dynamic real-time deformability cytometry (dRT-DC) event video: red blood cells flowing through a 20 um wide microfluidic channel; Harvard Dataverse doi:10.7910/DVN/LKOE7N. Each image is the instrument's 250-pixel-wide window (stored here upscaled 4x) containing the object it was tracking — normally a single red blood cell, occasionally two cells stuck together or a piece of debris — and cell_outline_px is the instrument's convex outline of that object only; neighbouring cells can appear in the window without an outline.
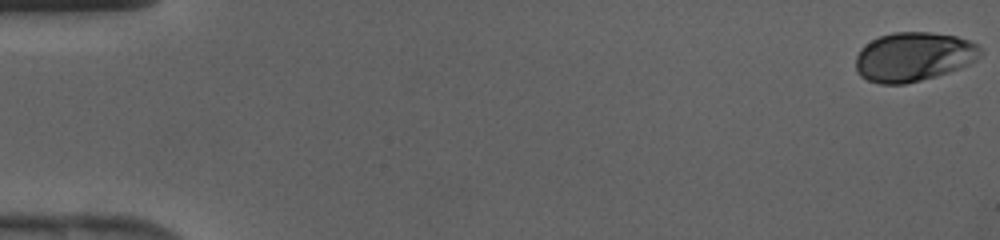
{"species": "human", "species_latin": "Homo sapiens", "temperature_condition": "cold", "stored_images_in_passage": 43, "camera_frame_rate_fps": 3000, "um_per_image_px": 0.085, "donor": {"sex": "female"}, "frame": {"image": 1, "passage_image": 1, "time_ms": 0.0, "image_size_px": [1000, 240], "cell_outline_px": [[984, 52], [976, 60], [968, 64], [948, 72], [936, 76], [904, 84], [880, 84], [868, 80], [860, 76], [856, 72], [856, 56], [860, 48], [864, 44], [880, 36], [892, 32], [932, 32], [956, 36], [968, 40], [976, 44]], "centroid_in_image_um": [77.63, 4.82], "position_along_channel_um": 7.4, "area_um2": 35.84}}
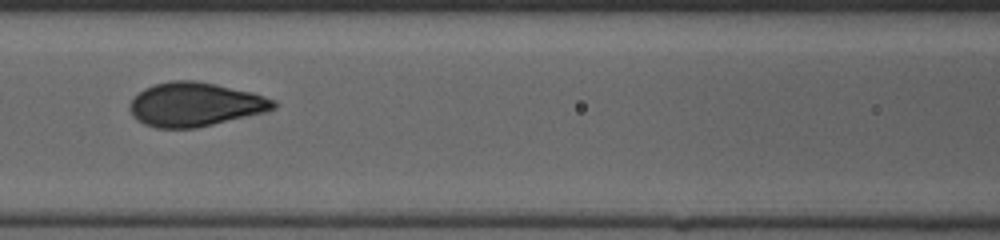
{"frame": {"image": 2, "passage_image": 20, "time_ms": 6.333, "image_size_px": [1000, 240], "cell_outline_px": [[280, 104], [276, 108], [196, 128], [156, 128], [144, 124], [136, 120], [132, 116], [128, 108], [128, 104], [144, 88], [156, 84], [172, 80], [196, 80], [216, 84], [252, 92], [276, 100]], "centroid_in_image_um": [16.55, 8.87], "position_along_channel_um": 150.1, "area_um2": 36.65}}
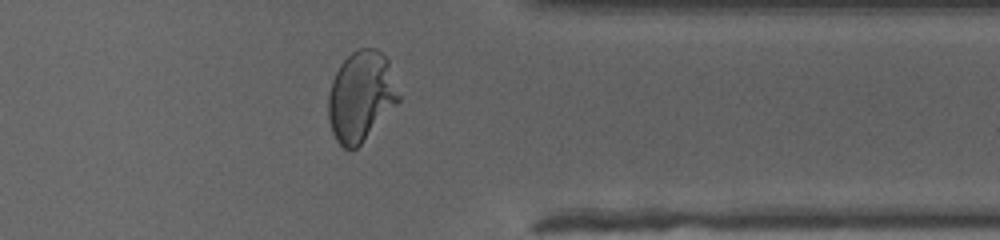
{"frame": {"image": 3, "passage_image": 35, "time_ms": 11.333, "image_size_px": [1000, 240], "cell_outline_px": [[400, 100], [360, 144], [356, 148], [344, 148], [336, 140], [332, 132], [328, 120], [328, 96], [332, 80], [340, 64], [356, 48], [376, 48], [388, 60], [400, 96]], "centroid_in_image_um": [30.66, 8.17], "position_along_channel_um": 380.7, "area_um2": 36.65}}